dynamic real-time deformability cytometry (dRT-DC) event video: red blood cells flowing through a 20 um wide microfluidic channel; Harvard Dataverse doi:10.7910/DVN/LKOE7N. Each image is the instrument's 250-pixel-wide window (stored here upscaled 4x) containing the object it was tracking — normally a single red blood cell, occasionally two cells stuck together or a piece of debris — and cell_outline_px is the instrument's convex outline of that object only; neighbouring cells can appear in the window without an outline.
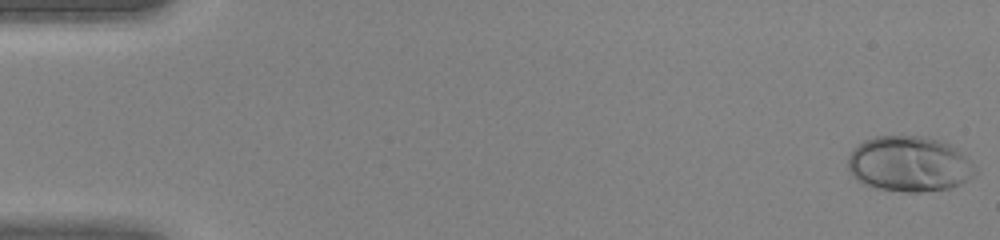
{"species": "human", "species_latin": "Homo sapiens", "temperature_condition": "warm", "stored_images_in_passage": 46, "camera_frame_rate_fps": 3000, "um_per_image_px": 0.085, "donor": {"sex": "female"}, "frame": {"image": 1, "passage_image": 1, "time_ms": 0.0, "image_size_px": [1000, 240], "cell_outline_px": [[980, 172], [976, 176], [960, 184], [948, 188], [920, 192], [904, 192], [876, 188], [864, 184], [856, 180], [848, 168], [848, 156], [852, 148], [864, 140], [876, 136], [924, 136], [940, 140], [956, 148], [972, 160]], "centroid_in_image_um": [77.32, 13.94], "position_along_channel_um": 7.7, "area_um2": 41.73}}
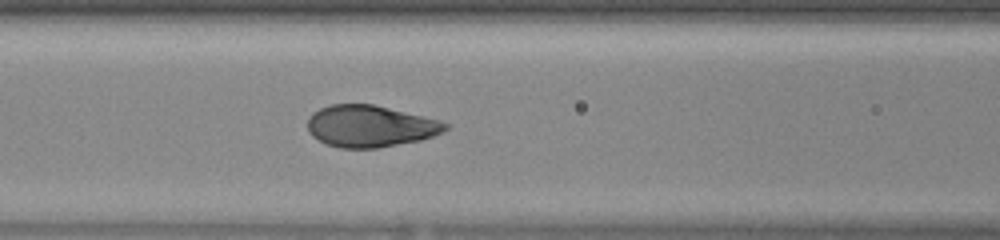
{"frame": {"image": 2, "passage_image": 20, "time_ms": 6.333, "image_size_px": [1000, 240], "cell_outline_px": [[448, 128], [444, 132], [420, 140], [376, 148], [340, 148], [324, 144], [312, 136], [308, 132], [308, 116], [312, 112], [320, 108], [332, 104], [372, 104], [440, 120], [448, 124]], "centroid_in_image_um": [31.43, 10.73], "position_along_channel_um": 135.2, "area_um2": 33.52}}
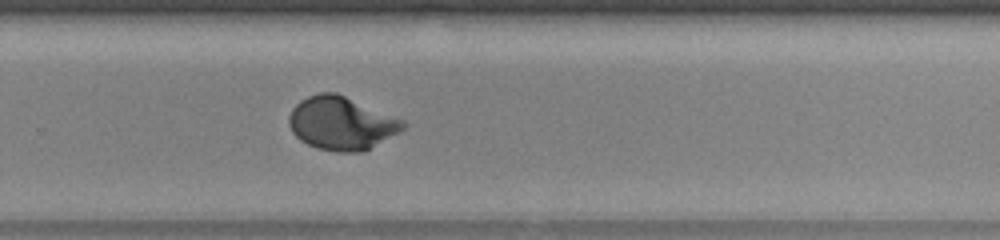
{"frame": {"image": 3, "passage_image": 31, "time_ms": 10.0, "image_size_px": [1000, 240], "cell_outline_px": [[408, 124], [400, 132], [364, 152], [336, 152], [316, 148], [300, 140], [292, 132], [288, 124], [288, 116], [292, 108], [300, 100], [308, 96], [320, 92], [336, 92], [404, 120]], "centroid_in_image_um": [29.02, 10.48], "position_along_channel_um": 300.8, "area_um2": 35.66}}